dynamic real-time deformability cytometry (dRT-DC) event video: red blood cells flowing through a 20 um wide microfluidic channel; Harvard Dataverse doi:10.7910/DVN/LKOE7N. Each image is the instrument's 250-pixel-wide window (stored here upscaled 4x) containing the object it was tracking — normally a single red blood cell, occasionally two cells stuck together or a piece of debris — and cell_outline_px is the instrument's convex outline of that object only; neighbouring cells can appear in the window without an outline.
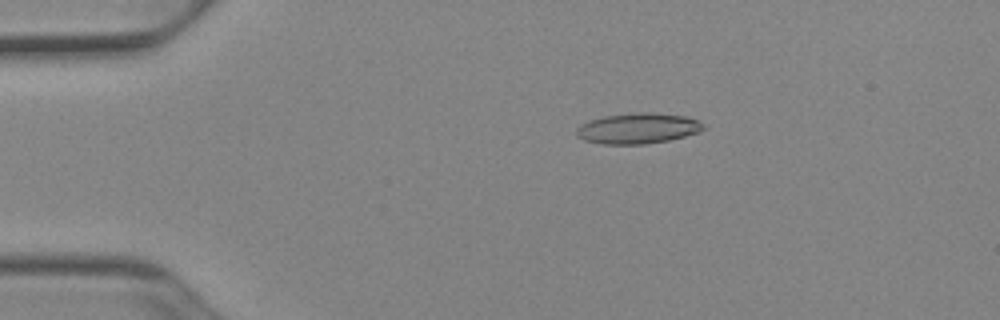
{"species": "Egyptian fruit bat (a non-hibernating species)", "species_latin": "Rousettus aegyptiacus", "temperature_condition": "cold", "stored_images_in_passage": 52, "camera_frame_rate_fps": 3000, "um_per_image_px": 0.085, "animal": {"sex": "female"}, "frame": {"image": 1, "passage_image": 10, "time_ms": 3.0, "image_size_px": [1000, 320], "cell_outline_px": [[704, 128], [700, 132], [668, 140], [644, 144], [604, 144], [584, 140], [576, 136], [576, 128], [580, 124], [588, 120], [604, 116], [636, 112], [648, 112], [688, 116], [704, 124]], "centroid_in_image_um": [54.19, 10.9], "position_along_channel_um": 30.8, "area_um2": 22.72}}
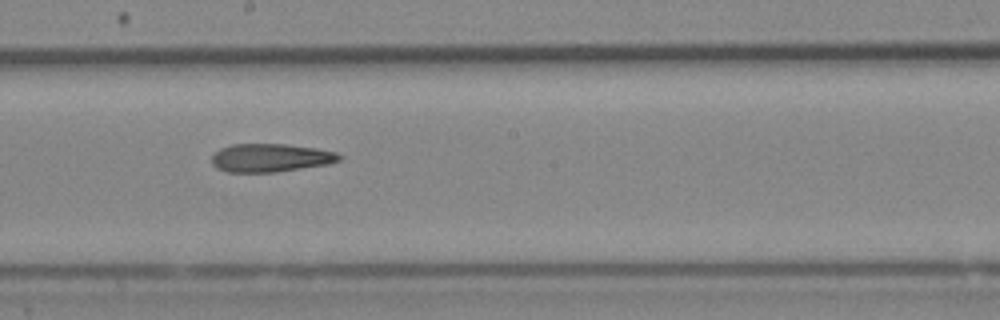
{"frame": {"image": 2, "passage_image": 29, "time_ms": 9.333, "image_size_px": [1000, 320], "cell_outline_px": [[344, 156], [340, 160], [328, 164], [276, 172], [228, 172], [216, 168], [212, 164], [212, 156], [220, 148], [232, 144], [284, 144], [316, 148], [336, 152]], "centroid_in_image_um": [23.0, 13.41], "position_along_channel_um": 225.2, "area_um2": 21.04}}
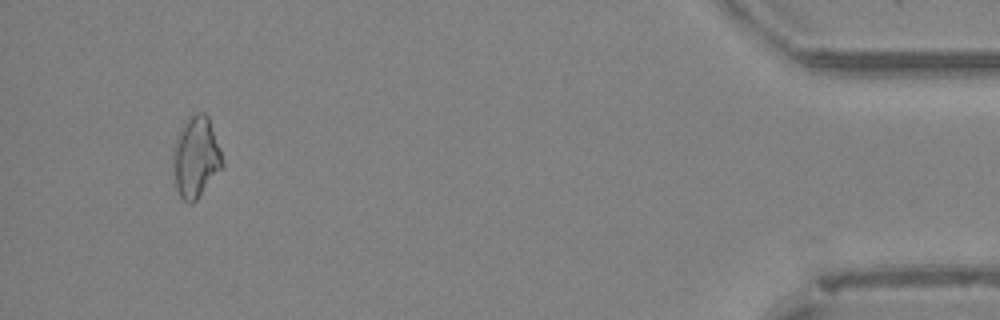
{"frame": {"image": 3, "passage_image": 49, "time_ms": 16.0, "image_size_px": [1000, 320], "cell_outline_px": [[224, 164], [196, 200], [192, 204], [188, 204], [180, 196], [176, 188], [172, 156], [180, 128], [196, 112], [204, 112], [208, 116]], "centroid_in_image_um": [16.63, 13.38], "position_along_channel_um": 418.6, "area_um2": 22.6}}